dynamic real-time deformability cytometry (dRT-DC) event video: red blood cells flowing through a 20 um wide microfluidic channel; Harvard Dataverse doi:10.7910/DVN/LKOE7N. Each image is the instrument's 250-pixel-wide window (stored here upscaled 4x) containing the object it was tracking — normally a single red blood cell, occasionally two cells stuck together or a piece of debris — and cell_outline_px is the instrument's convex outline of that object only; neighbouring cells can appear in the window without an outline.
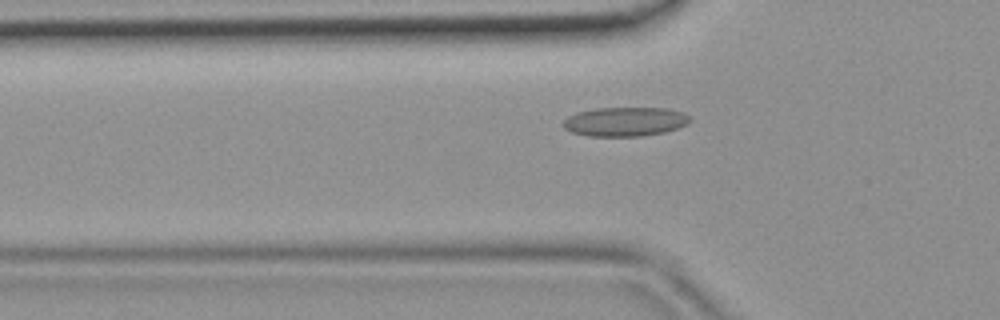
{"species": "common noctule bat (a hibernating species)", "species_latin": "Nyctalus noctula", "temperature_condition": "room temperature", "stored_images_in_passage": 36, "camera_frame_rate_fps": 3000, "um_per_image_px": 0.085, "animal": {"sex": "female", "body_mass_g": 19.9}, "frame": {"image": 1, "passage_image": 10, "time_ms": 3.0, "image_size_px": [1000, 320], "cell_outline_px": [[692, 120], [688, 124], [664, 132], [640, 136], [588, 136], [572, 132], [564, 128], [564, 120], [568, 116], [576, 112], [596, 108], [668, 108], [684, 112]], "centroid_in_image_um": [53.14, 10.33], "position_along_channel_um": 72.7, "area_um2": 21.56}}
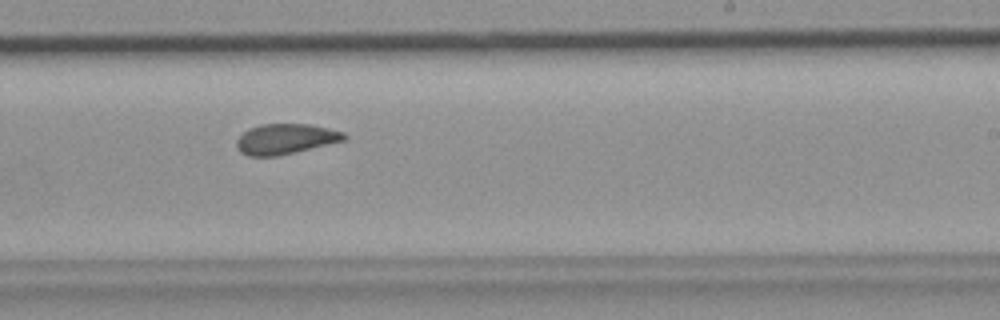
{"frame": {"image": 2, "passage_image": 23, "time_ms": 7.333, "image_size_px": [1000, 320], "cell_outline_px": [[348, 136], [344, 140], [276, 156], [248, 156], [240, 152], [236, 148], [236, 140], [248, 128], [260, 124], [308, 124], [328, 128], [344, 132]], "centroid_in_image_um": [24.22, 11.8], "position_along_channel_um": 264.8, "area_um2": 18.84}}
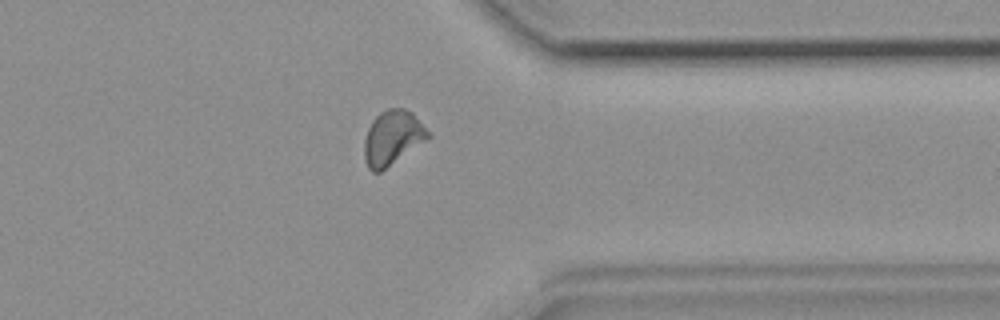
{"frame": {"image": 3, "passage_image": 31, "time_ms": 10.0, "image_size_px": [1000, 320], "cell_outline_px": [[432, 136], [380, 172], [372, 172], [368, 168], [364, 160], [364, 140], [368, 128], [372, 120], [380, 112], [388, 108], [404, 108], [412, 112]], "centroid_in_image_um": [33.34, 11.7], "position_along_channel_um": 378.1, "area_um2": 20.17}}